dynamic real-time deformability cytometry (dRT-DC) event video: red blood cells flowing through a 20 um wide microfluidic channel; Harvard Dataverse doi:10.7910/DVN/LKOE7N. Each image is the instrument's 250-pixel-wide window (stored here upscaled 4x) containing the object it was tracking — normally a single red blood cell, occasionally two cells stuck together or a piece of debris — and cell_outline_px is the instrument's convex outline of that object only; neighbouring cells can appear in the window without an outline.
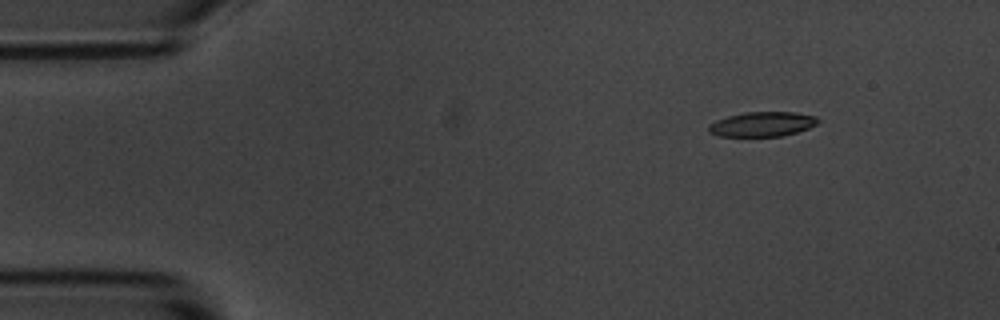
{"species": "common noctule bat (a hibernating species)", "species_latin": "Nyctalus noctula", "temperature_condition": "room temperature", "stored_images_in_passage": 6, "camera_frame_rate_fps": 3000, "um_per_image_px": 0.085, "animal": {"sex": "male", "body_mass_g": 20.1, "forearm_length_mm": 53.5}, "frame": {"image": 1, "passage_image": 2, "time_ms": 0.333, "image_size_px": [1000, 320], "cell_outline_px": [[820, 120], [816, 124], [808, 128], [784, 136], [720, 136], [708, 132], [708, 124], [716, 120], [728, 116], [744, 112], [796, 112], [816, 116]], "centroid_in_image_um": [64.79, 10.55], "position_along_channel_um": 20.2, "area_um2": 15.78}}
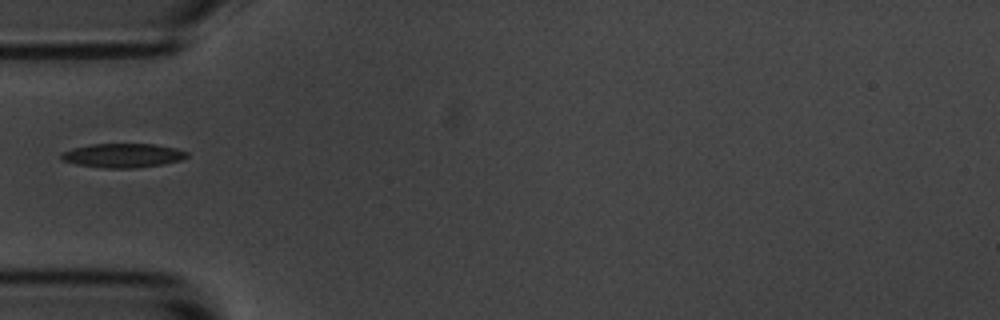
{"frame": {"image": 2, "passage_image": 5, "time_ms": 1.333, "image_size_px": [1000, 320], "cell_outline_px": [[188, 156], [180, 160], [160, 164], [136, 168], [104, 168], [76, 164], [60, 160], [60, 152], [72, 148], [92, 144], [156, 144], [176, 148], [188, 152]], "centroid_in_image_um": [10.39, 13.21], "position_along_channel_um": 74.6, "area_um2": 17.69}}